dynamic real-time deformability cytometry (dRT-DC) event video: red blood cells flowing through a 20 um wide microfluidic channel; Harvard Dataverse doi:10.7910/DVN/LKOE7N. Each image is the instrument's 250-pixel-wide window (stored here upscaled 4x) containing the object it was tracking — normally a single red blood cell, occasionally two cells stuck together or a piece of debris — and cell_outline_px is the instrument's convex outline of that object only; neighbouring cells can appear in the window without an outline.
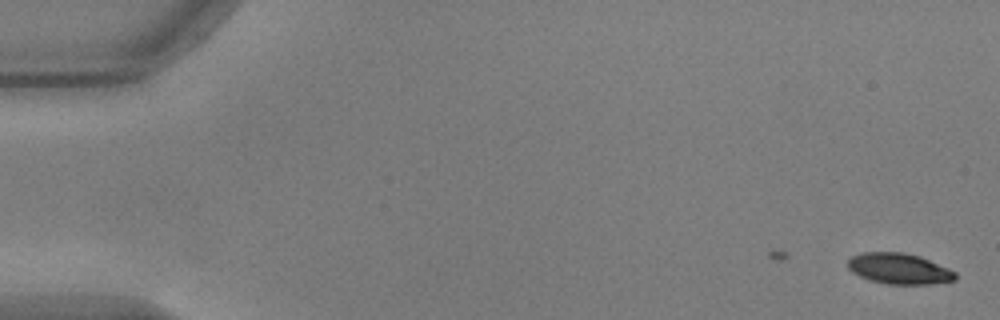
{"species": "common noctule bat (a hibernating species)", "species_latin": "Nyctalus noctula", "temperature_condition": "warm", "stored_images_in_passage": 17, "camera_frame_rate_fps": 3000, "um_per_image_px": 0.085, "animal": {"sex": "male", "body_mass_g": 17.9, "forearm_length_mm": 54.2}, "frame": {"image": 1, "passage_image": 1, "time_ms": 0.0, "image_size_px": [1000, 320], "cell_outline_px": [[956, 280], [928, 284], [888, 284], [868, 280], [852, 272], [848, 268], [848, 260], [852, 256], [860, 252], [904, 252], [920, 256], [948, 268], [956, 272]], "centroid_in_image_um": [76.41, 22.83], "position_along_channel_um": 8.6, "area_um2": 19.36}}